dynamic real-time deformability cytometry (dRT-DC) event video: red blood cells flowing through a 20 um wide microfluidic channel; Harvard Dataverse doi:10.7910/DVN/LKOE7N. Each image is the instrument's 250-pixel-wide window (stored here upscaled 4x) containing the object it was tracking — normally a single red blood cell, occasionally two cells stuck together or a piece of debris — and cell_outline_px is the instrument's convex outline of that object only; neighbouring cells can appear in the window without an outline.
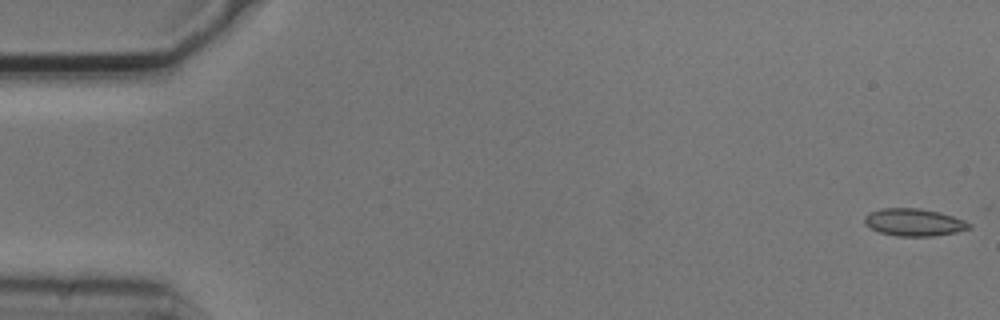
{"species": "common noctule bat (a hibernating species)", "species_latin": "Nyctalus noctula", "temperature_condition": "cold", "stored_images_in_passage": 5, "camera_frame_rate_fps": 3000, "um_per_image_px": 0.085, "animal": {"sex": "male", "body_mass_g": 20.5, "forearm_length_mm": 52.5}, "frame": {"image": 1, "passage_image": 1, "time_ms": 0.0, "image_size_px": [1000, 320], "cell_outline_px": [[972, 228], [956, 232], [932, 236], [896, 236], [880, 232], [864, 224], [864, 216], [868, 212], [880, 208], [920, 208], [940, 212], [964, 220], [972, 224]], "centroid_in_image_um": [77.68, 18.88], "position_along_channel_um": 7.3, "area_um2": 16.82}}
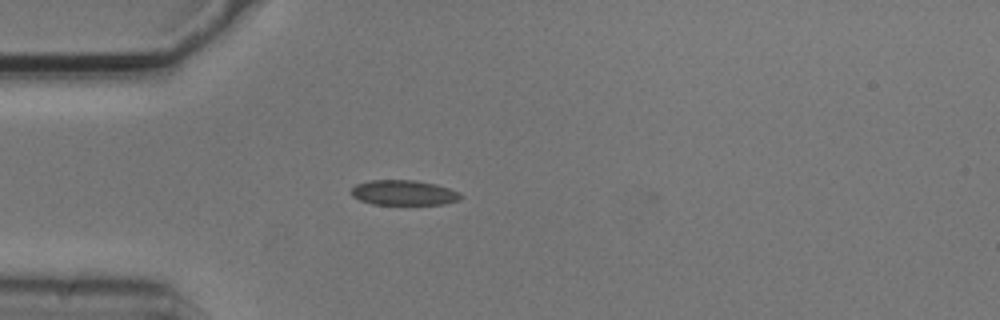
{"frame": {"image": 2, "passage_image": 5, "time_ms": 1.333, "image_size_px": [1000, 320], "cell_outline_px": [[464, 196], [460, 200], [444, 204], [372, 204], [360, 200], [352, 196], [352, 188], [356, 184], [368, 180], [416, 180], [436, 184], [460, 192]], "centroid_in_image_um": [34.35, 16.37], "position_along_channel_um": 50.7, "area_um2": 16.07}}